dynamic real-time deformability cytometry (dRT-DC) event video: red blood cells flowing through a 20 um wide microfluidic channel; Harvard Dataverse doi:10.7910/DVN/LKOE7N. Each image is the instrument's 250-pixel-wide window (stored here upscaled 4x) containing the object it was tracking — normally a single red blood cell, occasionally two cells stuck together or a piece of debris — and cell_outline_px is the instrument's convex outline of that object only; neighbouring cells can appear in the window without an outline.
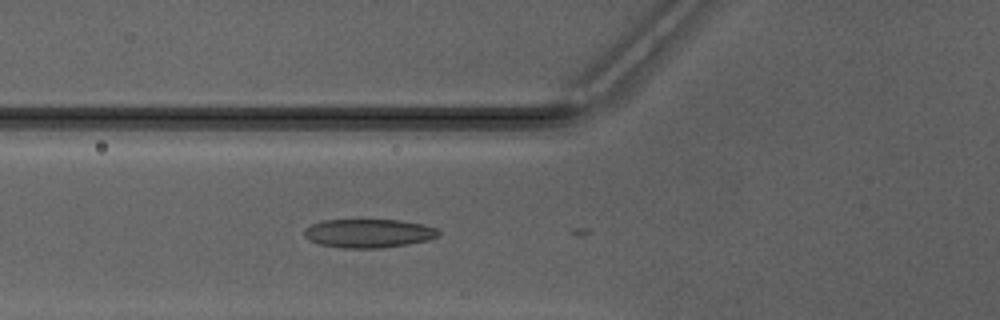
{"species": "Egyptian fruit bat (a non-hibernating species)", "species_latin": "Rousettus aegyptiacus", "temperature_condition": "warm", "stored_images_in_passage": 17, "camera_frame_rate_fps": 3000, "um_per_image_px": 0.085, "animal": {"sex": "male"}, "frame": {"image": 1, "passage_image": 16, "time_ms": 5.0, "image_size_px": [1000, 320], "cell_outline_px": [[440, 236], [428, 240], [408, 244], [380, 248], [340, 248], [320, 244], [308, 240], [304, 236], [304, 228], [312, 224], [324, 220], [400, 220], [424, 224], [436, 228], [440, 232]], "centroid_in_image_um": [31.33, 19.83], "position_along_channel_um": 94.5, "area_um2": 22.6}}